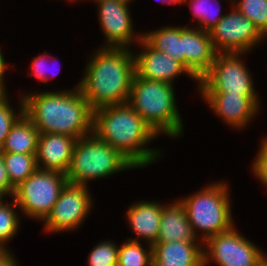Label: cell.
Here are the masks:
<instances>
[{"mask_svg":"<svg viewBox=\"0 0 267 266\" xmlns=\"http://www.w3.org/2000/svg\"><path fill=\"white\" fill-rule=\"evenodd\" d=\"M93 133L137 169L150 167L163 158V149L148 146L160 136L128 103L94 110Z\"/></svg>","mask_w":267,"mask_h":266,"instance_id":"cell-1","label":"cell"},{"mask_svg":"<svg viewBox=\"0 0 267 266\" xmlns=\"http://www.w3.org/2000/svg\"><path fill=\"white\" fill-rule=\"evenodd\" d=\"M24 114L40 133L81 138L93 133V110L78 82L72 89L21 92Z\"/></svg>","mask_w":267,"mask_h":266,"instance_id":"cell-2","label":"cell"},{"mask_svg":"<svg viewBox=\"0 0 267 266\" xmlns=\"http://www.w3.org/2000/svg\"><path fill=\"white\" fill-rule=\"evenodd\" d=\"M90 56L78 87L91 109L128 103L136 74L133 49L98 47Z\"/></svg>","mask_w":267,"mask_h":266,"instance_id":"cell-3","label":"cell"},{"mask_svg":"<svg viewBox=\"0 0 267 266\" xmlns=\"http://www.w3.org/2000/svg\"><path fill=\"white\" fill-rule=\"evenodd\" d=\"M176 96L174 84L146 80L135 74L128 104L160 137L175 140L184 134Z\"/></svg>","mask_w":267,"mask_h":266,"instance_id":"cell-4","label":"cell"},{"mask_svg":"<svg viewBox=\"0 0 267 266\" xmlns=\"http://www.w3.org/2000/svg\"><path fill=\"white\" fill-rule=\"evenodd\" d=\"M229 185L224 180L212 181L197 192L179 198L185 206L189 223L202 242L235 225Z\"/></svg>","mask_w":267,"mask_h":266,"instance_id":"cell-5","label":"cell"},{"mask_svg":"<svg viewBox=\"0 0 267 266\" xmlns=\"http://www.w3.org/2000/svg\"><path fill=\"white\" fill-rule=\"evenodd\" d=\"M132 169L137 168L92 133L76 140L65 175L68 183L89 186L90 181L103 180Z\"/></svg>","mask_w":267,"mask_h":266,"instance_id":"cell-6","label":"cell"},{"mask_svg":"<svg viewBox=\"0 0 267 266\" xmlns=\"http://www.w3.org/2000/svg\"><path fill=\"white\" fill-rule=\"evenodd\" d=\"M67 183L66 175L61 172L37 169L15 187L13 198L23 218L43 222Z\"/></svg>","mask_w":267,"mask_h":266,"instance_id":"cell-7","label":"cell"},{"mask_svg":"<svg viewBox=\"0 0 267 266\" xmlns=\"http://www.w3.org/2000/svg\"><path fill=\"white\" fill-rule=\"evenodd\" d=\"M243 57L247 53H216L210 69L198 82V94H259Z\"/></svg>","mask_w":267,"mask_h":266,"instance_id":"cell-8","label":"cell"},{"mask_svg":"<svg viewBox=\"0 0 267 266\" xmlns=\"http://www.w3.org/2000/svg\"><path fill=\"white\" fill-rule=\"evenodd\" d=\"M89 188L90 186L72 183L65 185L51 213L43 221L45 234L75 232L83 226L95 205Z\"/></svg>","mask_w":267,"mask_h":266,"instance_id":"cell-9","label":"cell"},{"mask_svg":"<svg viewBox=\"0 0 267 266\" xmlns=\"http://www.w3.org/2000/svg\"><path fill=\"white\" fill-rule=\"evenodd\" d=\"M242 233L234 225L228 231L207 238L203 242V265L210 266L214 262L217 266H257L266 253Z\"/></svg>","mask_w":267,"mask_h":266,"instance_id":"cell-10","label":"cell"},{"mask_svg":"<svg viewBox=\"0 0 267 266\" xmlns=\"http://www.w3.org/2000/svg\"><path fill=\"white\" fill-rule=\"evenodd\" d=\"M224 17L209 30L217 53H252L267 40L247 17L232 4Z\"/></svg>","mask_w":267,"mask_h":266,"instance_id":"cell-11","label":"cell"},{"mask_svg":"<svg viewBox=\"0 0 267 266\" xmlns=\"http://www.w3.org/2000/svg\"><path fill=\"white\" fill-rule=\"evenodd\" d=\"M97 5V21L103 34L100 47L133 49L132 45L142 39V32L134 29L131 5L133 2L99 0L91 1Z\"/></svg>","mask_w":267,"mask_h":266,"instance_id":"cell-12","label":"cell"},{"mask_svg":"<svg viewBox=\"0 0 267 266\" xmlns=\"http://www.w3.org/2000/svg\"><path fill=\"white\" fill-rule=\"evenodd\" d=\"M209 109L231 130H245L261 110L259 94H200Z\"/></svg>","mask_w":267,"mask_h":266,"instance_id":"cell-13","label":"cell"},{"mask_svg":"<svg viewBox=\"0 0 267 266\" xmlns=\"http://www.w3.org/2000/svg\"><path fill=\"white\" fill-rule=\"evenodd\" d=\"M136 45L139 48L137 51L133 49V53L135 73L138 77L175 85V81L176 79L178 81L179 76L186 75V77L192 79V82L195 81L199 85L197 83L199 81L195 76L178 60H174L164 52L152 48L143 38Z\"/></svg>","mask_w":267,"mask_h":266,"instance_id":"cell-14","label":"cell"},{"mask_svg":"<svg viewBox=\"0 0 267 266\" xmlns=\"http://www.w3.org/2000/svg\"><path fill=\"white\" fill-rule=\"evenodd\" d=\"M124 215L128 223V228L135 234V237H127V240L145 242V245L153 246L160 230V220L162 215V203L158 200H139L130 206ZM143 241V242H142Z\"/></svg>","mask_w":267,"mask_h":266,"instance_id":"cell-15","label":"cell"},{"mask_svg":"<svg viewBox=\"0 0 267 266\" xmlns=\"http://www.w3.org/2000/svg\"><path fill=\"white\" fill-rule=\"evenodd\" d=\"M182 47L186 68L199 81L214 62L216 51L208 31L188 24L182 26Z\"/></svg>","mask_w":267,"mask_h":266,"instance_id":"cell-16","label":"cell"},{"mask_svg":"<svg viewBox=\"0 0 267 266\" xmlns=\"http://www.w3.org/2000/svg\"><path fill=\"white\" fill-rule=\"evenodd\" d=\"M76 140L64 134L40 133L35 155L38 169L66 174Z\"/></svg>","mask_w":267,"mask_h":266,"instance_id":"cell-17","label":"cell"},{"mask_svg":"<svg viewBox=\"0 0 267 266\" xmlns=\"http://www.w3.org/2000/svg\"><path fill=\"white\" fill-rule=\"evenodd\" d=\"M202 242L189 223L184 204L179 198L162 203L160 230L156 242Z\"/></svg>","mask_w":267,"mask_h":266,"instance_id":"cell-18","label":"cell"},{"mask_svg":"<svg viewBox=\"0 0 267 266\" xmlns=\"http://www.w3.org/2000/svg\"><path fill=\"white\" fill-rule=\"evenodd\" d=\"M153 266H204L203 242H156Z\"/></svg>","mask_w":267,"mask_h":266,"instance_id":"cell-19","label":"cell"},{"mask_svg":"<svg viewBox=\"0 0 267 266\" xmlns=\"http://www.w3.org/2000/svg\"><path fill=\"white\" fill-rule=\"evenodd\" d=\"M40 132L23 114L12 126L0 152L36 154Z\"/></svg>","mask_w":267,"mask_h":266,"instance_id":"cell-20","label":"cell"},{"mask_svg":"<svg viewBox=\"0 0 267 266\" xmlns=\"http://www.w3.org/2000/svg\"><path fill=\"white\" fill-rule=\"evenodd\" d=\"M147 31V32H145ZM142 38L154 49L178 60L186 67L182 47V25L161 26L155 30H145Z\"/></svg>","mask_w":267,"mask_h":266,"instance_id":"cell-21","label":"cell"},{"mask_svg":"<svg viewBox=\"0 0 267 266\" xmlns=\"http://www.w3.org/2000/svg\"><path fill=\"white\" fill-rule=\"evenodd\" d=\"M227 1L232 3V0ZM181 4L188 5L193 16L191 20L197 23L194 26L200 30L209 32L225 15L221 12L220 0H181Z\"/></svg>","mask_w":267,"mask_h":266,"instance_id":"cell-22","label":"cell"},{"mask_svg":"<svg viewBox=\"0 0 267 266\" xmlns=\"http://www.w3.org/2000/svg\"><path fill=\"white\" fill-rule=\"evenodd\" d=\"M10 178V182L17 187L25 181L37 169L36 154H19L11 152H0Z\"/></svg>","mask_w":267,"mask_h":266,"instance_id":"cell-23","label":"cell"},{"mask_svg":"<svg viewBox=\"0 0 267 266\" xmlns=\"http://www.w3.org/2000/svg\"><path fill=\"white\" fill-rule=\"evenodd\" d=\"M12 201L7 202L5 198L0 203V248L7 247L9 242L18 235L20 232L21 216L19 207L13 197L10 198ZM16 235V236H15Z\"/></svg>","mask_w":267,"mask_h":266,"instance_id":"cell-24","label":"cell"},{"mask_svg":"<svg viewBox=\"0 0 267 266\" xmlns=\"http://www.w3.org/2000/svg\"><path fill=\"white\" fill-rule=\"evenodd\" d=\"M124 240L119 245L117 266H153L152 246Z\"/></svg>","mask_w":267,"mask_h":266,"instance_id":"cell-25","label":"cell"},{"mask_svg":"<svg viewBox=\"0 0 267 266\" xmlns=\"http://www.w3.org/2000/svg\"><path fill=\"white\" fill-rule=\"evenodd\" d=\"M8 94V92H0V148L5 143L12 126L24 114L23 96H17L19 102L15 109Z\"/></svg>","mask_w":267,"mask_h":266,"instance_id":"cell-26","label":"cell"},{"mask_svg":"<svg viewBox=\"0 0 267 266\" xmlns=\"http://www.w3.org/2000/svg\"><path fill=\"white\" fill-rule=\"evenodd\" d=\"M231 4L267 38V0H232Z\"/></svg>","mask_w":267,"mask_h":266,"instance_id":"cell-27","label":"cell"},{"mask_svg":"<svg viewBox=\"0 0 267 266\" xmlns=\"http://www.w3.org/2000/svg\"><path fill=\"white\" fill-rule=\"evenodd\" d=\"M118 243L112 239L100 240L87 256V266H117Z\"/></svg>","mask_w":267,"mask_h":266,"instance_id":"cell-28","label":"cell"},{"mask_svg":"<svg viewBox=\"0 0 267 266\" xmlns=\"http://www.w3.org/2000/svg\"><path fill=\"white\" fill-rule=\"evenodd\" d=\"M49 55L50 54L47 51H43L40 55L34 56L30 61L31 62L30 66H29L30 68H28L29 69L28 73H30V75H29L30 79L33 77L34 79L38 80V82L44 83L45 86H46V84H48V82H51L50 80L52 78L55 79L57 74L60 72V69L58 68L59 69L58 70L57 67L58 66L62 67V66H60L61 64L58 63L59 61H57V63L54 62V60L55 61L59 60L58 58L53 57L51 55L49 56ZM51 61L54 62V64H53L54 67H53V65H51L53 68L51 66L50 67L52 69L56 68V70L54 69L55 71L53 70V72H51V71L49 72L50 67H49L48 63ZM49 64H51V63H49ZM55 64L56 65L59 64V65L56 67Z\"/></svg>","mask_w":267,"mask_h":266,"instance_id":"cell-29","label":"cell"},{"mask_svg":"<svg viewBox=\"0 0 267 266\" xmlns=\"http://www.w3.org/2000/svg\"><path fill=\"white\" fill-rule=\"evenodd\" d=\"M258 151L252 160L250 169L254 178L262 183L263 187L267 189V135L260 139Z\"/></svg>","mask_w":267,"mask_h":266,"instance_id":"cell-30","label":"cell"},{"mask_svg":"<svg viewBox=\"0 0 267 266\" xmlns=\"http://www.w3.org/2000/svg\"><path fill=\"white\" fill-rule=\"evenodd\" d=\"M15 187L11 184L2 155L0 154V194L7 199L13 197ZM10 197V198H9Z\"/></svg>","mask_w":267,"mask_h":266,"instance_id":"cell-31","label":"cell"},{"mask_svg":"<svg viewBox=\"0 0 267 266\" xmlns=\"http://www.w3.org/2000/svg\"><path fill=\"white\" fill-rule=\"evenodd\" d=\"M2 47L0 46V92H9L8 91V87H7V85H5L6 84V71H9V68H11L12 69V65H10V63L9 64H7L8 63V61H6L7 59H5V57H4V54H3V52H2Z\"/></svg>","mask_w":267,"mask_h":266,"instance_id":"cell-32","label":"cell"},{"mask_svg":"<svg viewBox=\"0 0 267 266\" xmlns=\"http://www.w3.org/2000/svg\"><path fill=\"white\" fill-rule=\"evenodd\" d=\"M9 248H0V266H20L15 253Z\"/></svg>","mask_w":267,"mask_h":266,"instance_id":"cell-33","label":"cell"},{"mask_svg":"<svg viewBox=\"0 0 267 266\" xmlns=\"http://www.w3.org/2000/svg\"><path fill=\"white\" fill-rule=\"evenodd\" d=\"M161 4H170V5H182L181 0H157Z\"/></svg>","mask_w":267,"mask_h":266,"instance_id":"cell-34","label":"cell"},{"mask_svg":"<svg viewBox=\"0 0 267 266\" xmlns=\"http://www.w3.org/2000/svg\"><path fill=\"white\" fill-rule=\"evenodd\" d=\"M257 266H267V254L259 260Z\"/></svg>","mask_w":267,"mask_h":266,"instance_id":"cell-35","label":"cell"},{"mask_svg":"<svg viewBox=\"0 0 267 266\" xmlns=\"http://www.w3.org/2000/svg\"><path fill=\"white\" fill-rule=\"evenodd\" d=\"M68 1V3L70 4V3H76V2H78L79 3V1H83L84 2V0H67ZM85 1H87V0H85Z\"/></svg>","mask_w":267,"mask_h":266,"instance_id":"cell-36","label":"cell"},{"mask_svg":"<svg viewBox=\"0 0 267 266\" xmlns=\"http://www.w3.org/2000/svg\"><path fill=\"white\" fill-rule=\"evenodd\" d=\"M88 1L90 2V1H99V0H88ZM115 1L132 2L134 0H115Z\"/></svg>","mask_w":267,"mask_h":266,"instance_id":"cell-37","label":"cell"},{"mask_svg":"<svg viewBox=\"0 0 267 266\" xmlns=\"http://www.w3.org/2000/svg\"><path fill=\"white\" fill-rule=\"evenodd\" d=\"M4 200V197L0 194V203Z\"/></svg>","mask_w":267,"mask_h":266,"instance_id":"cell-38","label":"cell"}]
</instances>
